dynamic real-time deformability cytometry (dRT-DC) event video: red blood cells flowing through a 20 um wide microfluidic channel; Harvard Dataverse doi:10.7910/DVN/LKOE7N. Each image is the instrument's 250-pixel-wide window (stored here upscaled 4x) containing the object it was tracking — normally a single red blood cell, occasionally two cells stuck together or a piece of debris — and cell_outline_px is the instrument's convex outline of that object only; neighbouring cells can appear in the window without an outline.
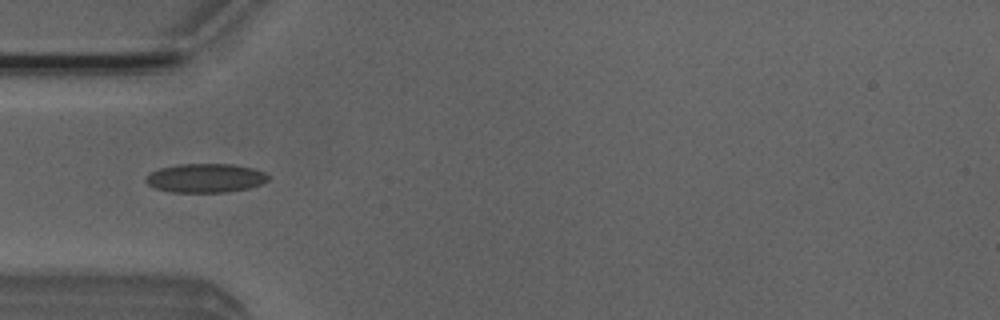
{"species": "Egyptian fruit bat (a non-hibernating species)", "species_latin": "Rousettus aegyptiacus", "temperature_condition": "room temperature", "stored_images_in_passage": 7, "camera_frame_rate_fps": 3000, "um_per_image_px": 0.085, "animal": {"sex": "male"}, "frame": {"image": 1, "passage_image": 4, "time_ms": 1.0, "image_size_px": [1000, 320], "cell_outline_px": [[268, 180], [260, 184], [248, 188], [224, 192], [172, 192], [156, 188], [148, 184], [144, 180], [152, 172], [160, 168], [176, 164], [232, 164], [252, 168], [264, 172], [268, 176]], "centroid_in_image_um": [17.46, 15.13], "position_along_channel_um": 67.5, "area_um2": 20.4}}